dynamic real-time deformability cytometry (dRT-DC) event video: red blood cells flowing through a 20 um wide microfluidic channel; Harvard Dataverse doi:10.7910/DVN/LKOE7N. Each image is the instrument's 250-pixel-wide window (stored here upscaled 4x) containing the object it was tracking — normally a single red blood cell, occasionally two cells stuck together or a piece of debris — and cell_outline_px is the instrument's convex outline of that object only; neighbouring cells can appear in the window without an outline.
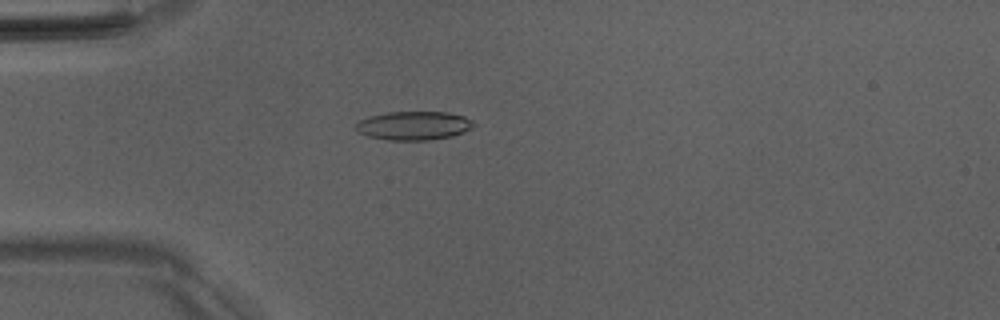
{"species": "Egyptian fruit bat (a non-hibernating species)", "species_latin": "Rousettus aegyptiacus", "temperature_condition": "room temperature", "stored_images_in_passage": 42, "camera_frame_rate_fps": 3000, "um_per_image_px": 0.085, "animal": {"sex": "male"}, "frame": {"image": 1, "passage_image": 5, "time_ms": 1.333, "image_size_px": [1000, 320], "cell_outline_px": [[476, 124], [472, 128], [464, 132], [452, 136], [428, 140], [388, 140], [368, 136], [356, 132], [356, 124], [360, 120], [368, 116], [388, 112], [448, 112], [464, 116], [472, 120]], "centroid_in_image_um": [35.17, 10.68], "position_along_channel_um": 49.8, "area_um2": 19.83}}
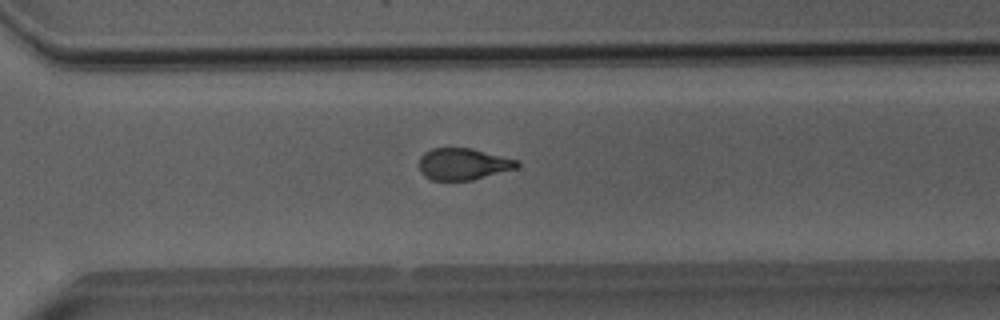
{"frame": {"image": 2, "passage_image": 27, "time_ms": 8.667, "image_size_px": [1000, 320], "cell_outline_px": [[520, 164], [516, 168], [472, 180], [432, 180], [424, 176], [420, 172], [420, 156], [424, 152], [432, 148], [472, 148], [520, 160]], "centroid_in_image_um": [39.37, 13.93], "position_along_channel_um": 331.2, "area_um2": 18.15}}
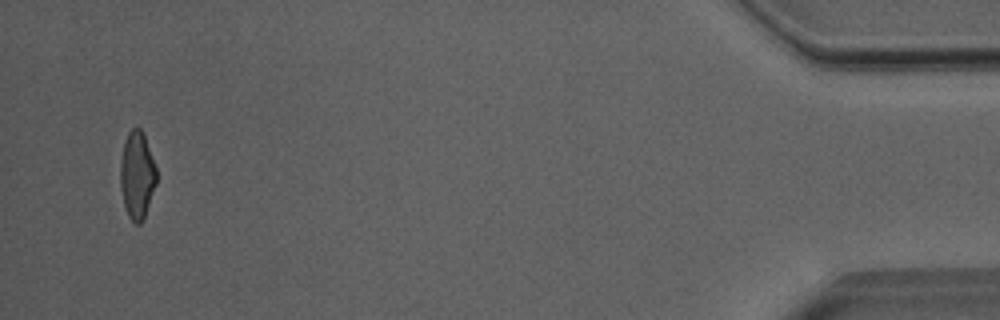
{"frame": {"image": 3, "passage_image": 40, "time_ms": 13.0, "image_size_px": [1000, 320], "cell_outline_px": [[156, 184], [144, 216], [140, 224], [136, 224], [128, 216], [124, 204], [120, 188], [120, 164], [124, 140], [128, 132], [132, 128], [140, 128], [144, 136], [156, 168]], "centroid_in_image_um": [11.63, 14.88], "position_along_channel_um": 423.6, "area_um2": 18.15}, "authors_computed_cell_mechanics": {"area_um2": 19.1896, "velocity_mm_per_s": 4.0434, "shape_relaxation_time_tau1_ms": 6.5099, "shape_relaxation_time_tau2_ms": 2.0819, "deformation_change_tau1": 0.2027, "deformation_change_tau2": 0.0899}}